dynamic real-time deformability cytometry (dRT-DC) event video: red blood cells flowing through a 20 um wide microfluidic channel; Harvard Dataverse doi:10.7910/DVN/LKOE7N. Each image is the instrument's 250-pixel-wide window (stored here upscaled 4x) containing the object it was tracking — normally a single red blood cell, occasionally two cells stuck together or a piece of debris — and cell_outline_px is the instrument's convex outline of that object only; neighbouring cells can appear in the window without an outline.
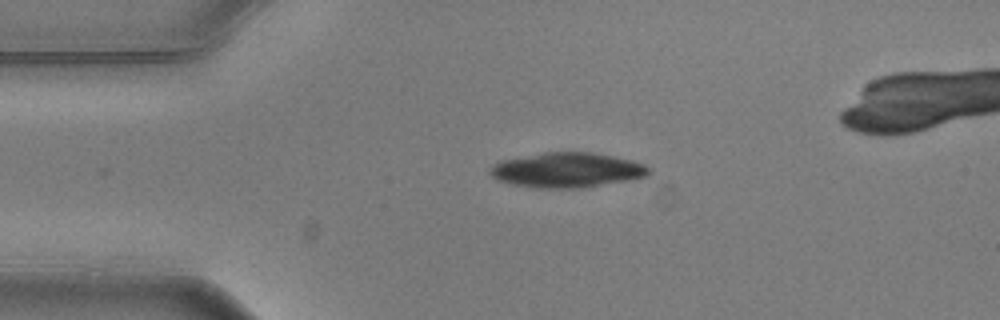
{"species": "common noctule bat (a hibernating species)", "species_latin": "Nyctalus noctula", "temperature_condition": "warm", "stored_images_in_passage": 2, "camera_frame_rate_fps": 3000, "um_per_image_px": 0.085, "animal": {"sex": "male", "body_mass_g": 20.5, "forearm_length_mm": 52.5}, "frame": {"image": 1, "passage_image": 1, "time_ms": 0.0, "image_size_px": [1000, 320], "cell_outline_px": [[648, 172], [644, 176], [628, 180], [580, 188], [540, 188], [512, 184], [496, 180], [488, 172], [488, 168], [492, 164], [500, 160], [544, 152], [592, 152], [632, 160], [644, 164], [648, 168]], "centroid_in_image_um": [48.11, 14.45], "position_along_channel_um": 36.9, "area_um2": 32.19}}